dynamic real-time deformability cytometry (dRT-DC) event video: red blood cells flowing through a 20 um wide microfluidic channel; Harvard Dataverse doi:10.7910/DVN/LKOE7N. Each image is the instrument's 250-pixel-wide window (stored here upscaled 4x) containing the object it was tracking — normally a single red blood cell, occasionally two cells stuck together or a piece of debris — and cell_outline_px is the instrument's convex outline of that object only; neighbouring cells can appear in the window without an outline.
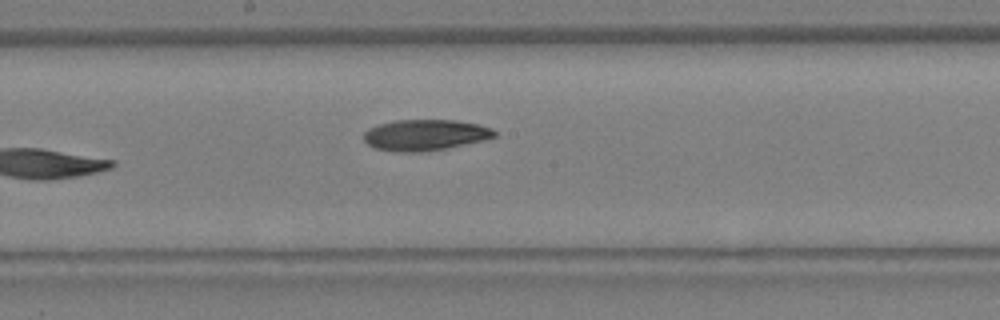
{"species": "Egyptian fruit bat (a non-hibernating species)", "species_latin": "Rousettus aegyptiacus", "temperature_condition": "warm", "stored_images_in_passage": 15, "camera_frame_rate_fps": 3000, "um_per_image_px": 0.085, "animal": {"sex": "female"}, "frame": {"image": 1, "passage_image": 15, "time_ms": 4.667, "image_size_px": [1000, 320], "cell_outline_px": [[496, 136], [484, 140], [448, 148], [420, 152], [396, 152], [376, 148], [368, 144], [364, 140], [364, 132], [368, 128], [380, 124], [396, 120], [456, 120], [480, 124], [492, 128], [496, 132]], "centroid_in_image_um": [36.16, 11.47], "position_along_channel_um": 212.0, "area_um2": 23.7}}